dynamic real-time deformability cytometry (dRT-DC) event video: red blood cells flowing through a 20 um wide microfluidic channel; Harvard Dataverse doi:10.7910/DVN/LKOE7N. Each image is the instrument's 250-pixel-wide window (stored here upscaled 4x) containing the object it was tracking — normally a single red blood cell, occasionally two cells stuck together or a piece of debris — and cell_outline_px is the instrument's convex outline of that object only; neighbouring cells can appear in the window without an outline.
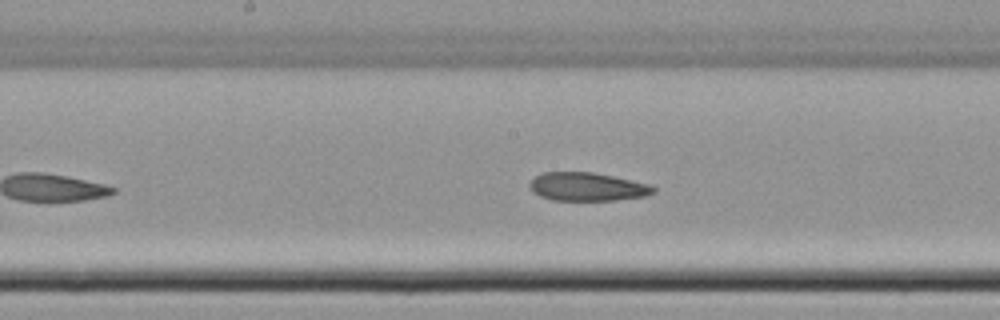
{"species": "common noctule bat (a hibernating species)", "species_latin": "Nyctalus noctula", "temperature_condition": "cold", "stored_images_in_passage": 18, "camera_frame_rate_fps": 3000, "um_per_image_px": 0.085, "animal": {"sex": "female", "body_mass_g": 22.7, "forearm_length_mm": 54.2}, "frame": {"image": 1, "passage_image": 13, "time_ms": 4.0, "image_size_px": [1000, 320], "cell_outline_px": [[656, 192], [644, 196], [616, 200], [552, 200], [540, 196], [532, 192], [528, 184], [536, 176], [544, 172], [592, 172], [612, 176], [648, 184], [656, 188]], "centroid_in_image_um": [49.89, 15.88], "position_along_channel_um": 198.3, "area_um2": 20.35}}